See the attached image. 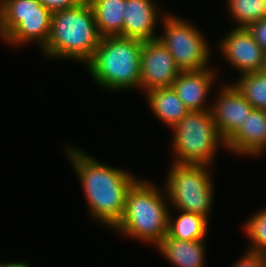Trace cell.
<instances>
[{"label": "cell", "mask_w": 266, "mask_h": 267, "mask_svg": "<svg viewBox=\"0 0 266 267\" xmlns=\"http://www.w3.org/2000/svg\"><path fill=\"white\" fill-rule=\"evenodd\" d=\"M64 146L70 167L81 185L86 212L89 211L91 219L112 229L122 218L127 193L140 176L101 162L75 144Z\"/></svg>", "instance_id": "cell-1"}, {"label": "cell", "mask_w": 266, "mask_h": 267, "mask_svg": "<svg viewBox=\"0 0 266 267\" xmlns=\"http://www.w3.org/2000/svg\"><path fill=\"white\" fill-rule=\"evenodd\" d=\"M162 186L140 177L129 189L122 218L111 231L155 247L168 230L170 204Z\"/></svg>", "instance_id": "cell-2"}, {"label": "cell", "mask_w": 266, "mask_h": 267, "mask_svg": "<svg viewBox=\"0 0 266 267\" xmlns=\"http://www.w3.org/2000/svg\"><path fill=\"white\" fill-rule=\"evenodd\" d=\"M101 35L88 1L52 13L50 34L40 50L46 59L80 62L83 67L99 46Z\"/></svg>", "instance_id": "cell-3"}, {"label": "cell", "mask_w": 266, "mask_h": 267, "mask_svg": "<svg viewBox=\"0 0 266 267\" xmlns=\"http://www.w3.org/2000/svg\"><path fill=\"white\" fill-rule=\"evenodd\" d=\"M143 41L122 36L101 37L84 65L94 83L111 93L138 90Z\"/></svg>", "instance_id": "cell-4"}, {"label": "cell", "mask_w": 266, "mask_h": 267, "mask_svg": "<svg viewBox=\"0 0 266 267\" xmlns=\"http://www.w3.org/2000/svg\"><path fill=\"white\" fill-rule=\"evenodd\" d=\"M171 131L173 137L169 147L172 152V163L204 164L214 167L218 152L227 150L210 110L189 111Z\"/></svg>", "instance_id": "cell-5"}, {"label": "cell", "mask_w": 266, "mask_h": 267, "mask_svg": "<svg viewBox=\"0 0 266 267\" xmlns=\"http://www.w3.org/2000/svg\"><path fill=\"white\" fill-rule=\"evenodd\" d=\"M169 165L163 185L170 208H174L173 211L198 213L210 221L216 188L211 171L215 170L214 167L172 162Z\"/></svg>", "instance_id": "cell-6"}, {"label": "cell", "mask_w": 266, "mask_h": 267, "mask_svg": "<svg viewBox=\"0 0 266 267\" xmlns=\"http://www.w3.org/2000/svg\"><path fill=\"white\" fill-rule=\"evenodd\" d=\"M52 12L39 0L0 1V39L12 48L33 44L39 51L45 46Z\"/></svg>", "instance_id": "cell-7"}, {"label": "cell", "mask_w": 266, "mask_h": 267, "mask_svg": "<svg viewBox=\"0 0 266 267\" xmlns=\"http://www.w3.org/2000/svg\"><path fill=\"white\" fill-rule=\"evenodd\" d=\"M169 13L161 22L160 40L172 55L181 71H199L212 67L211 45L202 29L177 13ZM201 29V30H200Z\"/></svg>", "instance_id": "cell-8"}, {"label": "cell", "mask_w": 266, "mask_h": 267, "mask_svg": "<svg viewBox=\"0 0 266 267\" xmlns=\"http://www.w3.org/2000/svg\"><path fill=\"white\" fill-rule=\"evenodd\" d=\"M216 42L223 60L240 75L259 72L262 68L264 51L254 40L247 28H234Z\"/></svg>", "instance_id": "cell-9"}, {"label": "cell", "mask_w": 266, "mask_h": 267, "mask_svg": "<svg viewBox=\"0 0 266 267\" xmlns=\"http://www.w3.org/2000/svg\"><path fill=\"white\" fill-rule=\"evenodd\" d=\"M139 89L144 93L172 87L181 70L164 44L157 39L143 41Z\"/></svg>", "instance_id": "cell-10"}, {"label": "cell", "mask_w": 266, "mask_h": 267, "mask_svg": "<svg viewBox=\"0 0 266 267\" xmlns=\"http://www.w3.org/2000/svg\"><path fill=\"white\" fill-rule=\"evenodd\" d=\"M222 83L218 86L217 95L213 97L210 112L220 136L226 142L254 108L231 81L229 84Z\"/></svg>", "instance_id": "cell-11"}, {"label": "cell", "mask_w": 266, "mask_h": 267, "mask_svg": "<svg viewBox=\"0 0 266 267\" xmlns=\"http://www.w3.org/2000/svg\"><path fill=\"white\" fill-rule=\"evenodd\" d=\"M158 4L156 0H125L123 37L141 41L157 39L158 24L169 13Z\"/></svg>", "instance_id": "cell-12"}, {"label": "cell", "mask_w": 266, "mask_h": 267, "mask_svg": "<svg viewBox=\"0 0 266 267\" xmlns=\"http://www.w3.org/2000/svg\"><path fill=\"white\" fill-rule=\"evenodd\" d=\"M216 71L218 70L208 67L199 71L179 73L172 88L189 111L210 110L212 100L209 101L208 98L219 78Z\"/></svg>", "instance_id": "cell-13"}, {"label": "cell", "mask_w": 266, "mask_h": 267, "mask_svg": "<svg viewBox=\"0 0 266 267\" xmlns=\"http://www.w3.org/2000/svg\"><path fill=\"white\" fill-rule=\"evenodd\" d=\"M236 156L259 158L266 153V110L253 109L240 128L225 142ZM264 152V153H263Z\"/></svg>", "instance_id": "cell-14"}, {"label": "cell", "mask_w": 266, "mask_h": 267, "mask_svg": "<svg viewBox=\"0 0 266 267\" xmlns=\"http://www.w3.org/2000/svg\"><path fill=\"white\" fill-rule=\"evenodd\" d=\"M156 248V249H155ZM174 267H206V239L181 241L168 234L154 247Z\"/></svg>", "instance_id": "cell-15"}, {"label": "cell", "mask_w": 266, "mask_h": 267, "mask_svg": "<svg viewBox=\"0 0 266 267\" xmlns=\"http://www.w3.org/2000/svg\"><path fill=\"white\" fill-rule=\"evenodd\" d=\"M145 96L152 114L170 130L189 112L172 87L150 90Z\"/></svg>", "instance_id": "cell-16"}, {"label": "cell", "mask_w": 266, "mask_h": 267, "mask_svg": "<svg viewBox=\"0 0 266 267\" xmlns=\"http://www.w3.org/2000/svg\"><path fill=\"white\" fill-rule=\"evenodd\" d=\"M169 210L167 234L181 241L203 240L208 234L210 221L201 214ZM177 215V216H174Z\"/></svg>", "instance_id": "cell-17"}, {"label": "cell", "mask_w": 266, "mask_h": 267, "mask_svg": "<svg viewBox=\"0 0 266 267\" xmlns=\"http://www.w3.org/2000/svg\"><path fill=\"white\" fill-rule=\"evenodd\" d=\"M101 37L122 36L125 0H87Z\"/></svg>", "instance_id": "cell-18"}, {"label": "cell", "mask_w": 266, "mask_h": 267, "mask_svg": "<svg viewBox=\"0 0 266 267\" xmlns=\"http://www.w3.org/2000/svg\"><path fill=\"white\" fill-rule=\"evenodd\" d=\"M238 80V81H237ZM231 82L254 109L266 110V73L241 75Z\"/></svg>", "instance_id": "cell-19"}, {"label": "cell", "mask_w": 266, "mask_h": 267, "mask_svg": "<svg viewBox=\"0 0 266 267\" xmlns=\"http://www.w3.org/2000/svg\"><path fill=\"white\" fill-rule=\"evenodd\" d=\"M263 6L264 0H226V9L234 28H247L264 18Z\"/></svg>", "instance_id": "cell-20"}, {"label": "cell", "mask_w": 266, "mask_h": 267, "mask_svg": "<svg viewBox=\"0 0 266 267\" xmlns=\"http://www.w3.org/2000/svg\"><path fill=\"white\" fill-rule=\"evenodd\" d=\"M243 222V230L248 236V247L250 251L266 254V207H261L255 213L250 214Z\"/></svg>", "instance_id": "cell-21"}, {"label": "cell", "mask_w": 266, "mask_h": 267, "mask_svg": "<svg viewBox=\"0 0 266 267\" xmlns=\"http://www.w3.org/2000/svg\"><path fill=\"white\" fill-rule=\"evenodd\" d=\"M239 258L234 261L230 267H266V254L245 250Z\"/></svg>", "instance_id": "cell-22"}, {"label": "cell", "mask_w": 266, "mask_h": 267, "mask_svg": "<svg viewBox=\"0 0 266 267\" xmlns=\"http://www.w3.org/2000/svg\"><path fill=\"white\" fill-rule=\"evenodd\" d=\"M248 31L252 34L254 40L260 45L263 51H266V18L250 24L247 27Z\"/></svg>", "instance_id": "cell-23"}, {"label": "cell", "mask_w": 266, "mask_h": 267, "mask_svg": "<svg viewBox=\"0 0 266 267\" xmlns=\"http://www.w3.org/2000/svg\"><path fill=\"white\" fill-rule=\"evenodd\" d=\"M40 3L52 13L63 9L75 7L85 3L87 0H39Z\"/></svg>", "instance_id": "cell-24"}, {"label": "cell", "mask_w": 266, "mask_h": 267, "mask_svg": "<svg viewBox=\"0 0 266 267\" xmlns=\"http://www.w3.org/2000/svg\"><path fill=\"white\" fill-rule=\"evenodd\" d=\"M6 267H34L24 261H6Z\"/></svg>", "instance_id": "cell-25"}, {"label": "cell", "mask_w": 266, "mask_h": 267, "mask_svg": "<svg viewBox=\"0 0 266 267\" xmlns=\"http://www.w3.org/2000/svg\"><path fill=\"white\" fill-rule=\"evenodd\" d=\"M260 71L266 73V51H264L263 64Z\"/></svg>", "instance_id": "cell-26"}, {"label": "cell", "mask_w": 266, "mask_h": 267, "mask_svg": "<svg viewBox=\"0 0 266 267\" xmlns=\"http://www.w3.org/2000/svg\"><path fill=\"white\" fill-rule=\"evenodd\" d=\"M264 17L266 18V0H264Z\"/></svg>", "instance_id": "cell-27"}, {"label": "cell", "mask_w": 266, "mask_h": 267, "mask_svg": "<svg viewBox=\"0 0 266 267\" xmlns=\"http://www.w3.org/2000/svg\"><path fill=\"white\" fill-rule=\"evenodd\" d=\"M0 267H6V261L0 262Z\"/></svg>", "instance_id": "cell-28"}]
</instances>
